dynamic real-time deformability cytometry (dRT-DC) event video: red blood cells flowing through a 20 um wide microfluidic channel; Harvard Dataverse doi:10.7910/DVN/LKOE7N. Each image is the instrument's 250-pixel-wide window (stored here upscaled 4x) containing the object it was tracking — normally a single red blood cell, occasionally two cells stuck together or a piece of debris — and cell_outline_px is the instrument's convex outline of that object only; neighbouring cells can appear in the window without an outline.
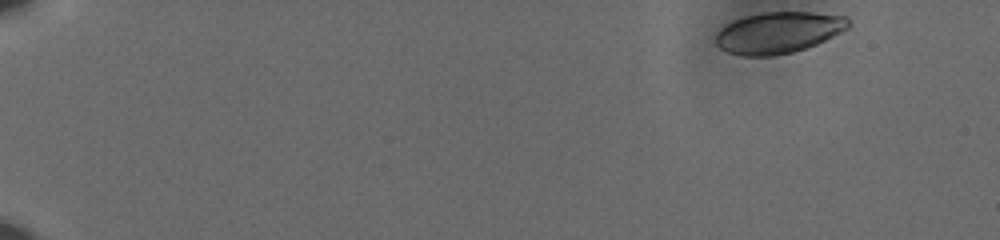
{"species": "human", "species_latin": "Homo sapiens", "temperature_condition": "cold", "stored_images_in_passage": 54, "camera_frame_rate_fps": 3000, "um_per_image_px": 0.085, "donor": {"sex": "male"}, "frame": {"image": 1, "passage_image": 1, "time_ms": 0.0, "image_size_px": [1000, 240], "cell_outline_px": [[848, 28], [816, 44], [792, 52], [772, 56], [740, 56], [728, 52], [720, 48], [716, 44], [716, 32], [724, 24], [744, 16], [764, 12], [812, 12], [848, 16]], "centroid_in_image_um": [66.12, 2.76], "position_along_channel_um": 18.9, "area_um2": 31.96}}
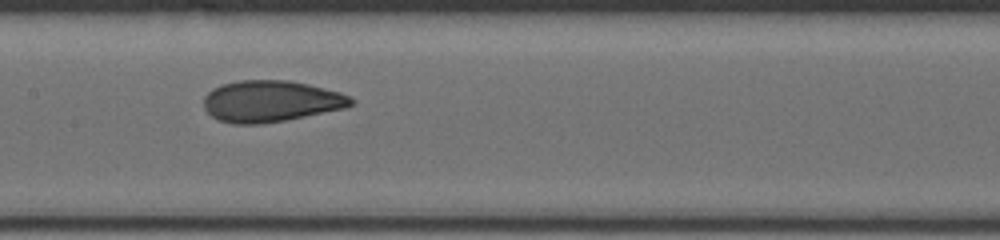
{"frame": {"image": 2, "passage_image": 28, "time_ms": 9.0, "image_size_px": [1000, 240], "cell_outline_px": [[356, 100], [352, 104], [344, 108], [284, 120], [260, 124], [232, 124], [216, 120], [204, 108], [204, 96], [212, 88], [220, 84], [240, 80], [288, 80], [308, 84], [340, 92], [352, 96]], "centroid_in_image_um": [22.99, 8.6], "position_along_channel_um": 184.4, "area_um2": 35.66}}
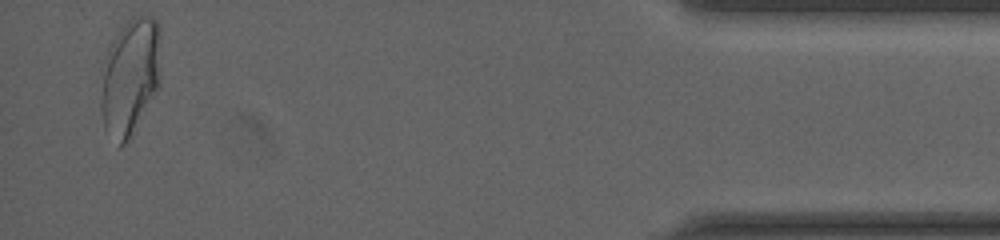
{"frame": {"image": 3, "passage_image": 53, "time_ms": 17.333, "image_size_px": [1000, 240], "cell_outline_px": [[160, 84], [124, 144], [120, 144], [104, 128], [100, 108], [104, 60], [108, 48], [112, 40], [124, 24], [128, 20], [136, 16], [152, 16], [156, 20], [160, 28]], "centroid_in_image_um": [11.07, 6.42], "position_along_channel_um": 424.1, "area_um2": 40.17}, "authors_computed_cell_mechanics": {"area_um2": 34.7956, "velocity_mm_per_s": 3.6277, "shape_relaxation_time_tau1_ms": 4.7687, "shape_relaxation_time_tau2_ms": 1.1294, "deformation_change_tau1": 0.1524, "deformation_change_tau2": 0.0673}}